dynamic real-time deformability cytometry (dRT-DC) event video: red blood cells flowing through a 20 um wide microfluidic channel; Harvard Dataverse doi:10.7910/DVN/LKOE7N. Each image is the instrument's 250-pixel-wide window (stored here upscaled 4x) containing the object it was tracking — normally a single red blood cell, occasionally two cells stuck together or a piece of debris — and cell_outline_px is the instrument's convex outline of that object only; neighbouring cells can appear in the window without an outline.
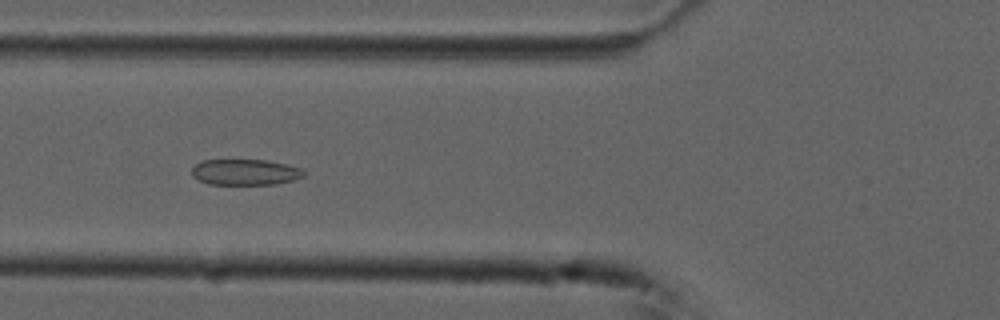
{"species": "common noctule bat (a hibernating species)", "species_latin": "Nyctalus noctula", "temperature_condition": "cold", "stored_images_in_passage": 54, "camera_frame_rate_fps": 3000, "um_per_image_px": 0.085, "animal": {"sex": "male", "forearm_length_mm": 52.5}, "frame": {"image": 1, "passage_image": 20, "time_ms": 6.333, "image_size_px": [1000, 320], "cell_outline_px": [[304, 176], [296, 180], [276, 184], [208, 184], [192, 176], [192, 168], [196, 164], [204, 160], [268, 160], [300, 168], [304, 172]], "centroid_in_image_um": [20.85, 14.63], "position_along_channel_um": 104.9, "area_um2": 16.82}}
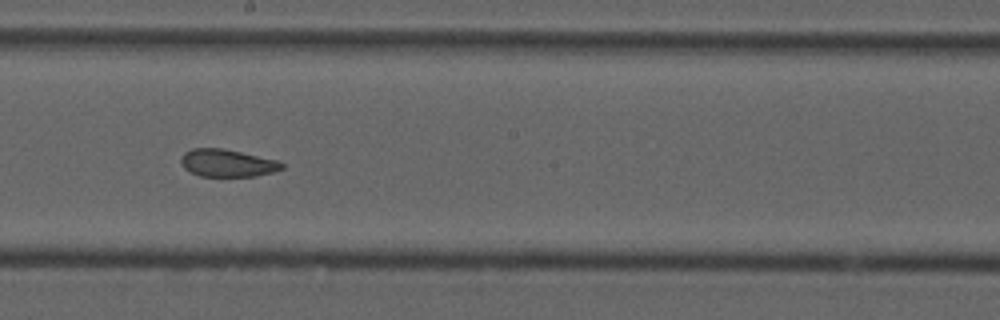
{"frame": {"image": 2, "passage_image": 30, "time_ms": 9.667, "image_size_px": [1000, 320], "cell_outline_px": [[284, 168], [272, 172], [256, 176], [200, 176], [184, 168], [180, 160], [184, 152], [192, 148], [224, 148], [276, 160], [284, 164]], "centroid_in_image_um": [19.31, 13.85], "position_along_channel_um": 228.9, "area_um2": 16.07}}
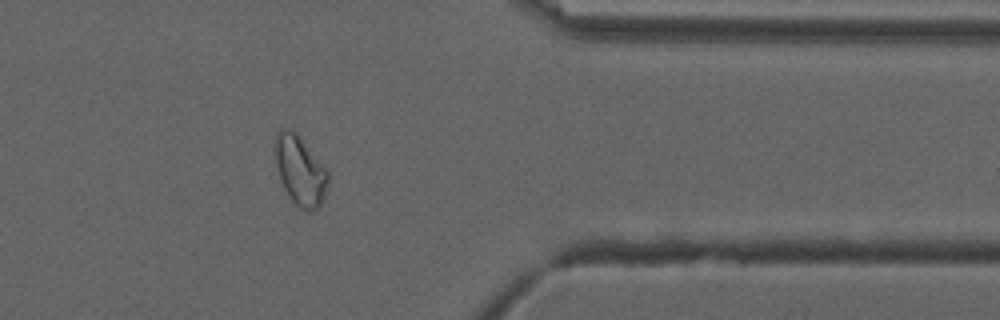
{"frame": {"image": 3, "passage_image": 44, "time_ms": 14.333, "image_size_px": [1000, 320], "cell_outline_px": [[328, 184], [324, 196], [320, 204], [312, 212], [308, 212], [300, 208], [292, 200], [284, 188], [280, 180], [276, 164], [276, 132], [280, 128], [292, 128], [296, 132], [328, 172]], "centroid_in_image_um": [25.5, 14.49], "position_along_channel_um": 385.9, "area_um2": 21.1}, "authors_computed_cell_mechanics": {"area_um2": 20.2589, "velocity_mm_per_s": 3.7081, "shape_relaxation_time_tau1_ms": null, "shape_relaxation_time_tau2_ms": 1.3801, "deformation_change_tau1": null, "deformation_change_tau2": 0.0477}}